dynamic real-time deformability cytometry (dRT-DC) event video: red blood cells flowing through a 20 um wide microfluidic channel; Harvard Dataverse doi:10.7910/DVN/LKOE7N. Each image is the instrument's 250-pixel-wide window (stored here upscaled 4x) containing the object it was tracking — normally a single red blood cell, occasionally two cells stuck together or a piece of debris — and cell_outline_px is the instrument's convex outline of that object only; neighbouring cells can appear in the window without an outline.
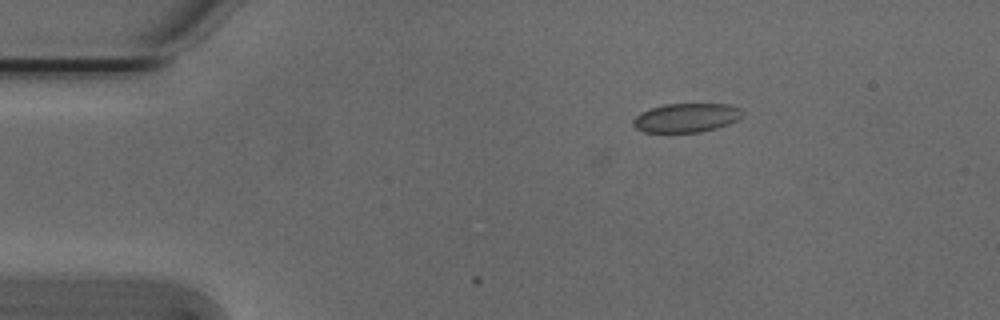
{"species": "Egyptian fruit bat (a non-hibernating species)", "species_latin": "Rousettus aegyptiacus", "temperature_condition": "cold", "stored_images_in_passage": 2, "camera_frame_rate_fps": 3000, "um_per_image_px": 0.085, "animal": {"sex": "male"}, "frame": {"image": 1, "passage_image": 2, "time_ms": 0.333, "image_size_px": [1000, 320], "cell_outline_px": [[744, 112], [736, 120], [728, 124], [716, 128], [700, 132], [644, 132], [636, 128], [632, 124], [632, 120], [640, 112], [664, 104], [728, 104], [740, 108]], "centroid_in_image_um": [58.31, 10.01], "position_along_channel_um": 26.7, "area_um2": 18.38}}